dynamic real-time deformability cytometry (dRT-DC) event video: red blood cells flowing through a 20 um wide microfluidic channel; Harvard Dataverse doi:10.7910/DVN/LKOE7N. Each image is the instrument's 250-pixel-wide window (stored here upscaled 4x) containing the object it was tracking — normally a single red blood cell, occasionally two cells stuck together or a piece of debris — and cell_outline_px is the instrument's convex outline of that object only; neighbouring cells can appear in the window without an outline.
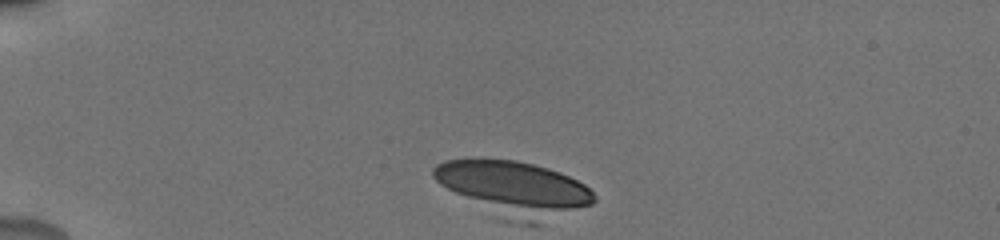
{"species": "human", "species_latin": "Homo sapiens", "temperature_condition": "cold", "stored_images_in_passage": 42, "camera_frame_rate_fps": 3000, "um_per_image_px": 0.085, "donor": {"sex": "male"}, "frame": {"image": 1, "passage_image": 1, "time_ms": 0.0, "image_size_px": [1000, 240], "cell_outline_px": [[596, 200], [592, 204], [540, 224], [520, 224], [440, 184], [432, 176], [432, 168], [436, 164], [444, 160], [480, 156], [516, 160], [548, 168], [560, 172], [584, 184], [596, 196]], "centroid_in_image_um": [43.71, 15.97], "position_along_channel_um": 41.3, "area_um2": 50.58}}
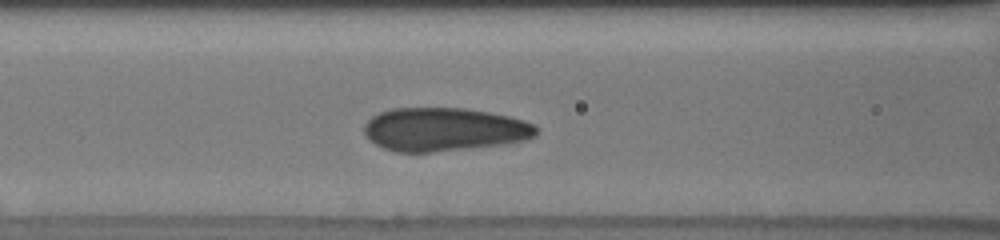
{"frame": {"image": 2, "passage_image": 12, "time_ms": 3.667, "image_size_px": [1000, 240], "cell_outline_px": [[540, 128], [536, 136], [524, 140], [496, 144], [432, 152], [396, 152], [384, 148], [368, 140], [364, 132], [364, 124], [372, 116], [380, 112], [392, 108], [464, 108], [488, 112], [508, 116], [524, 120]], "centroid_in_image_um": [37.71, 10.99], "position_along_channel_um": 128.9, "area_um2": 43.29}}
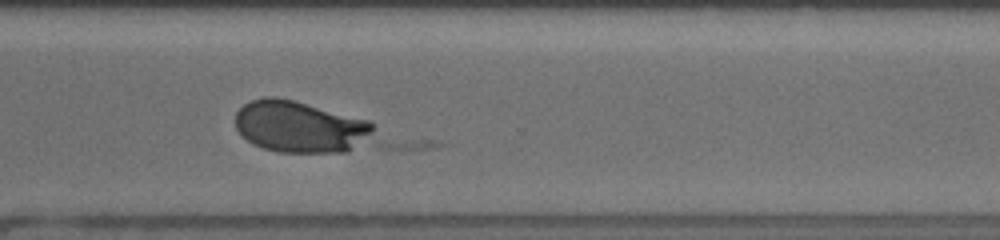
{"frame": {"image": 3, "passage_image": 29, "time_ms": 9.333, "image_size_px": [1000, 240], "cell_outline_px": [[372, 136], [348, 152], [276, 152], [252, 144], [236, 128], [236, 112], [244, 104], [252, 100], [264, 96], [276, 96], [292, 100], [368, 120], [372, 124]], "centroid_in_image_um": [25.47, 10.77], "position_along_channel_um": 345.1, "area_um2": 41.21}}